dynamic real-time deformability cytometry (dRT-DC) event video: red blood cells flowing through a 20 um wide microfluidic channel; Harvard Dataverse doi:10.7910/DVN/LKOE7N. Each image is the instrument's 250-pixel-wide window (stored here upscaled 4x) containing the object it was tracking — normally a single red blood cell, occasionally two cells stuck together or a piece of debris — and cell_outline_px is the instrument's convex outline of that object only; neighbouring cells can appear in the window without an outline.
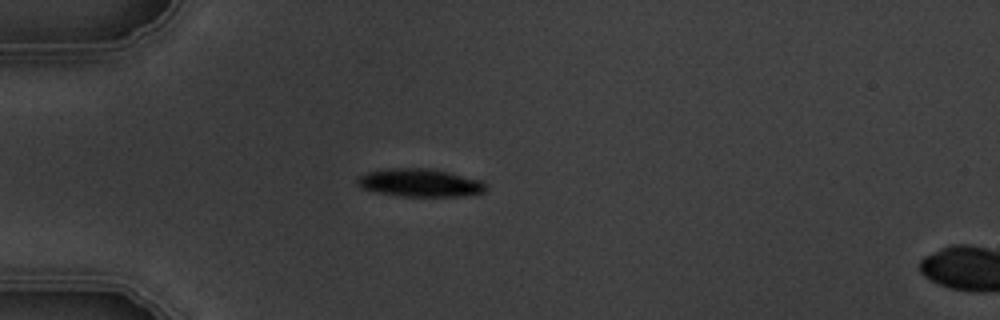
{"species": "common noctule bat (a hibernating species)", "species_latin": "Nyctalus noctula", "temperature_condition": "warm", "stored_images_in_passage": 2, "segment_of_instrument_passage": [1, 2], "camera_frame_rate_fps": 3000, "um_per_image_px": 0.085, "animal": {"sex": "male", "body_mass_g": 19.5, "forearm_length_mm": 54.6}, "frame": {"image": 1, "passage_image": 1, "time_ms": 0.0, "image_size_px": [1000, 320], "cell_outline_px": [[488, 188], [484, 192], [460, 196], [396, 196], [376, 192], [360, 188], [356, 184], [356, 180], [360, 176], [368, 172], [388, 168], [432, 168], [480, 180]], "centroid_in_image_um": [35.65, 15.54], "position_along_channel_um": 49.4, "area_um2": 20.98}}